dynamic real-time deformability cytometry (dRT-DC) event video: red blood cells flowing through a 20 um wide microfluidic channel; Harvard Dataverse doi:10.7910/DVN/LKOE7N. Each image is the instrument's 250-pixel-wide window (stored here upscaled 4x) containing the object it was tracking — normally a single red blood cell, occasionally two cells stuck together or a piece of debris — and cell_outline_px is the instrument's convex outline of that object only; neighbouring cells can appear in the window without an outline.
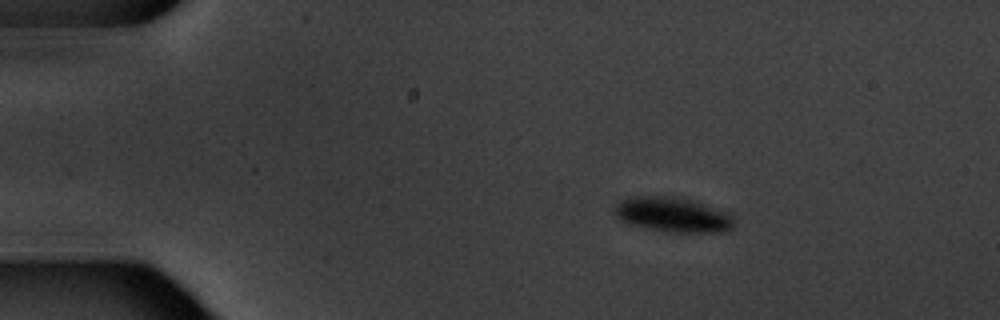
{"species": "common noctule bat (a hibernating species)", "species_latin": "Nyctalus noctula", "temperature_condition": "warm", "stored_images_in_passage": 3, "camera_frame_rate_fps": 3000, "um_per_image_px": 0.085, "animal": {"sex": "male", "body_mass_g": 20.1, "forearm_length_mm": 53.5}, "frame": {"image": 1, "passage_image": 1, "time_ms": 0.0, "image_size_px": [1000, 320], "cell_outline_px": [[732, 228], [724, 232], [664, 232], [628, 224], [620, 220], [612, 212], [616, 204], [620, 200], [628, 196], [684, 196], [728, 212], [732, 216]], "centroid_in_image_um": [57.14, 18.23], "position_along_channel_um": 27.9, "area_um2": 24.85}}